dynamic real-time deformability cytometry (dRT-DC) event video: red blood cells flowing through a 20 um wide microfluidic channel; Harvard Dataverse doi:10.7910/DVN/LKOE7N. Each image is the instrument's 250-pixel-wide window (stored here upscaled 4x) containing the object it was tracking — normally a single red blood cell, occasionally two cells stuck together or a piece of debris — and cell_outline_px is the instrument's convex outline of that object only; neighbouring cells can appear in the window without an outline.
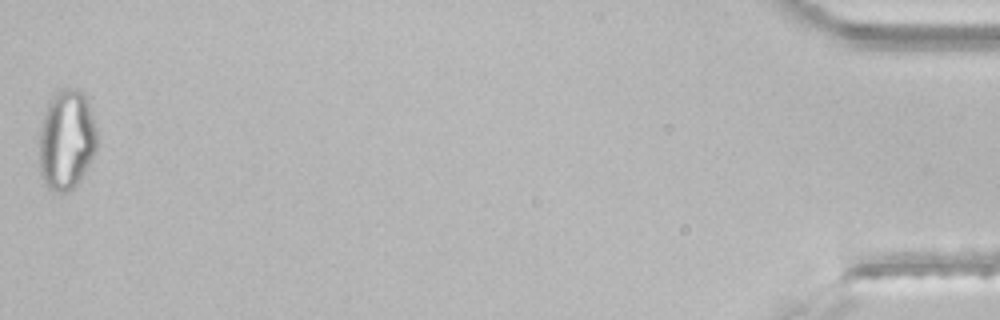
{"species": "common noctule bat (a hibernating species)", "species_latin": "Nyctalus noctula", "temperature_condition": "room temperature", "stored_images_in_passage": 40, "segment_of_instrument_passage": [2, 2], "camera_frame_rate_fps": 3000, "um_per_image_px": 0.085, "animal": {"sex": "male", "body_mass_g": 21.5, "forearm_length_mm": 52.0}, "frame": {"image": 1, "passage_image": 40, "time_ms": 13.0, "image_size_px": [1000, 320], "cell_outline_px": [[96, 152], [92, 160], [80, 180], [68, 192], [60, 196], [52, 192], [44, 184], [40, 172], [40, 132], [44, 112], [48, 100], [60, 88], [76, 88], [84, 96], [88, 104], [96, 128]], "centroid_in_image_um": [5.64, 11.94], "position_along_channel_um": 429.6, "area_um2": 33.99}}